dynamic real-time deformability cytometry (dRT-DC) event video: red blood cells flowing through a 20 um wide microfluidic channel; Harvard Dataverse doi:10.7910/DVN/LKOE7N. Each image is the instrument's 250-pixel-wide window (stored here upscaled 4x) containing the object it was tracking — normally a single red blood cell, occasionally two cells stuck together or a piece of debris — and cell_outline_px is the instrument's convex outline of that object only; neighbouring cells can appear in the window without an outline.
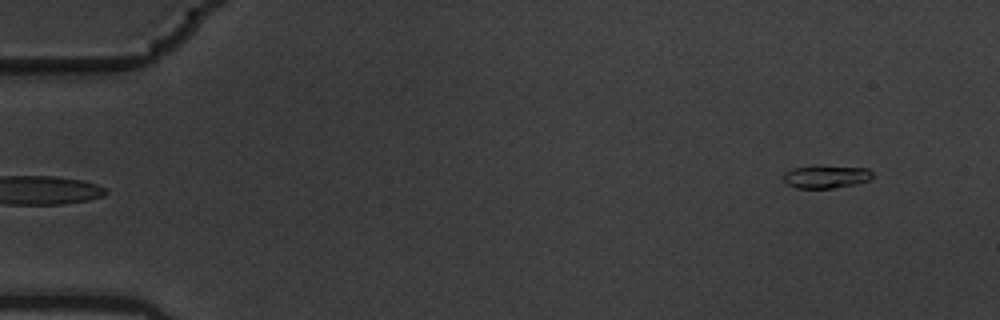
{"species": "common noctule bat (a hibernating species)", "species_latin": "Nyctalus noctula", "temperature_condition": "warm", "stored_images_in_passage": 14, "camera_frame_rate_fps": 3000, "um_per_image_px": 0.085, "animal": {"sex": "male", "body_mass_g": 19.5, "forearm_length_mm": 54.6}, "frame": {"image": 1, "passage_image": 1, "time_ms": 0.0, "image_size_px": [1000, 320], "cell_outline_px": [[872, 180], [856, 184], [832, 188], [796, 188], [788, 184], [784, 180], [784, 172], [792, 168], [816, 164], [820, 164], [868, 168], [872, 172]], "centroid_in_image_um": [70.23, 14.98], "position_along_channel_um": 14.8, "area_um2": 12.37}}
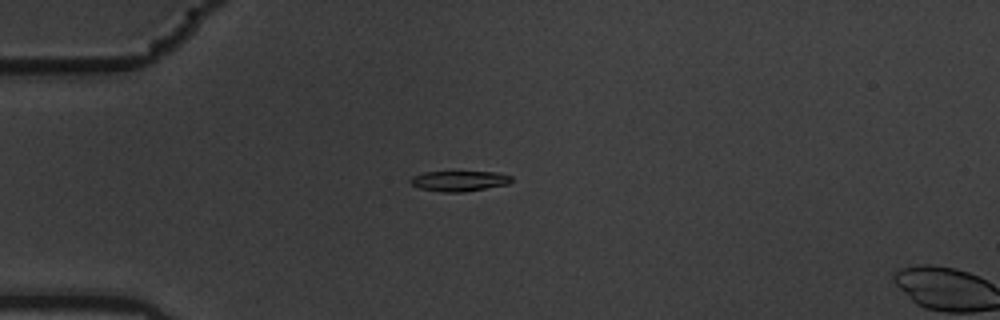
{"frame": {"image": 2, "passage_image": 12, "time_ms": 3.667, "image_size_px": [1000, 320], "cell_outline_px": [[512, 180], [508, 184], [460, 192], [444, 192], [420, 188], [412, 184], [408, 180], [412, 176], [424, 172], [496, 172], [512, 176]], "centroid_in_image_um": [39.01, 15.37], "position_along_channel_um": 46.0, "area_um2": 11.79}}